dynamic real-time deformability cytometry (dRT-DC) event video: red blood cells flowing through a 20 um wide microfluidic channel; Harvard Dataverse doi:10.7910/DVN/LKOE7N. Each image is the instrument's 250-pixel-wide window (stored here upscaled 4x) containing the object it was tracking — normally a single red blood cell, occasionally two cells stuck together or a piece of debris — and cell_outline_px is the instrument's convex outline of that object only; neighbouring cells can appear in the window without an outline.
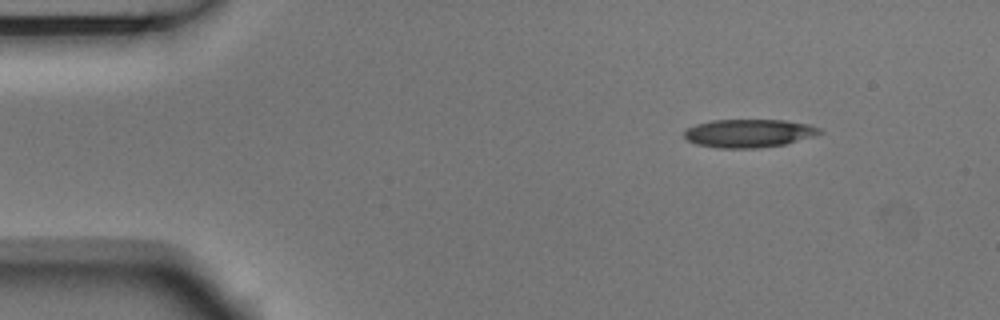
{"species": "Egyptian fruit bat (a non-hibernating species)", "species_latin": "Rousettus aegyptiacus", "temperature_condition": "room temperature", "stored_images_in_passage": 5, "camera_frame_rate_fps": 3000, "um_per_image_px": 0.085, "animal": {"sex": "male"}, "frame": {"image": 1, "passage_image": 1, "time_ms": 0.0, "image_size_px": [1000, 320], "cell_outline_px": [[824, 132], [816, 136], [784, 144], [756, 148], [716, 148], [696, 144], [688, 140], [684, 136], [684, 132], [688, 128], [696, 124], [712, 120], [784, 120], [808, 124], [820, 128]], "centroid_in_image_um": [63.67, 11.33], "position_along_channel_um": 21.3, "area_um2": 22.31}}
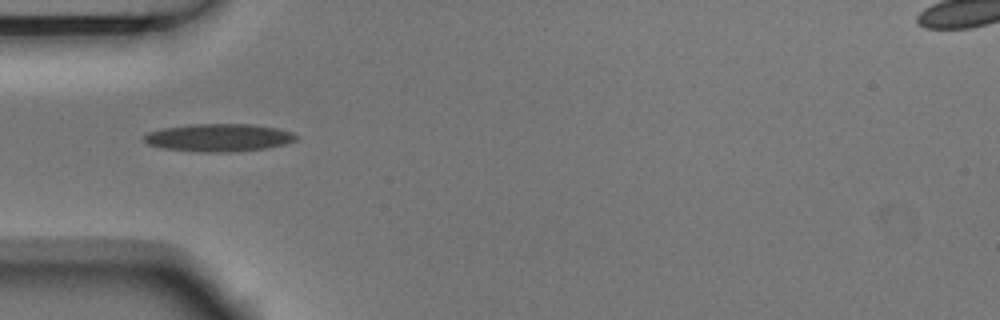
{"frame": {"image": 2, "passage_image": 4, "time_ms": 1.0, "image_size_px": [1000, 320], "cell_outline_px": [[300, 136], [296, 140], [284, 144], [268, 148], [228, 152], [200, 152], [164, 148], [148, 144], [144, 140], [144, 136], [148, 132], [164, 128], [192, 124], [252, 124], [276, 128], [292, 132]], "centroid_in_image_um": [18.63, 11.7], "position_along_channel_um": 66.4, "area_um2": 24.51}}
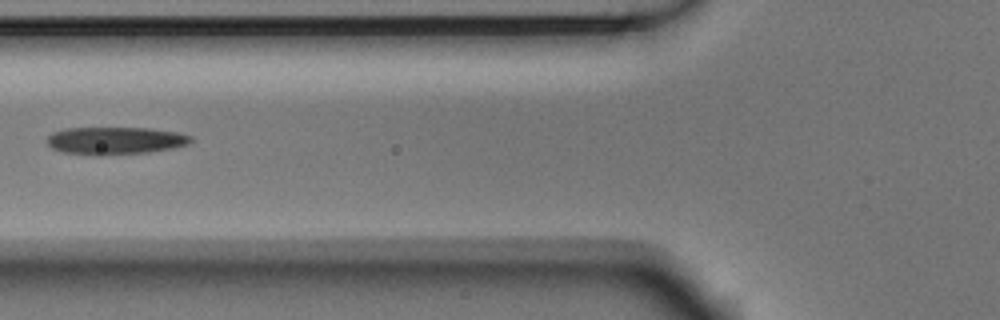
{"frame": {"image": 3, "passage_image": 5, "time_ms": 1.333, "image_size_px": [1000, 320], "cell_outline_px": [[192, 140], [188, 144], [172, 148], [148, 152], [100, 156], [96, 156], [64, 152], [52, 148], [48, 144], [48, 136], [52, 132], [64, 128], [148, 128], [176, 132], [192, 136]], "centroid_in_image_um": [9.77, 11.96], "position_along_channel_um": 116.0, "area_um2": 23.12}}